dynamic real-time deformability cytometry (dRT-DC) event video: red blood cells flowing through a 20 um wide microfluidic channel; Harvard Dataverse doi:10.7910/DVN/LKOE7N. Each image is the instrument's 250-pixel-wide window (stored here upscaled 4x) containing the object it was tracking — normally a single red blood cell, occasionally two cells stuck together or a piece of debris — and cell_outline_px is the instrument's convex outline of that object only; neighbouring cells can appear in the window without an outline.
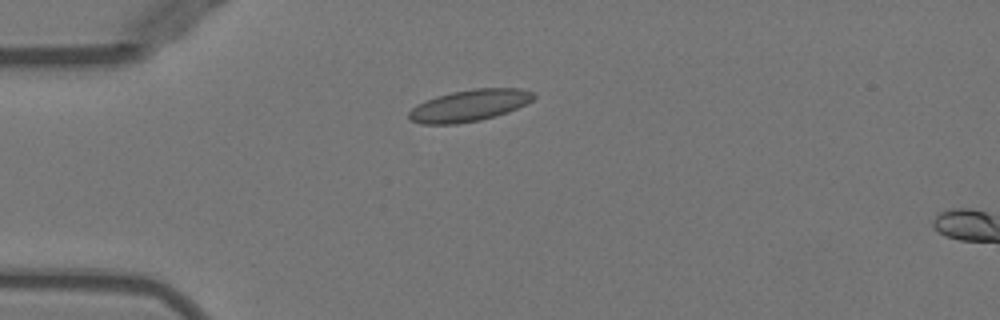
{"species": "Egyptian fruit bat (a non-hibernating species)", "species_latin": "Rousettus aegyptiacus", "temperature_condition": "warm", "stored_images_in_passage": 39, "camera_frame_rate_fps": 3000, "um_per_image_px": 0.085, "animal": {"sex": "female"}, "frame": {"image": 1, "passage_image": 1, "time_ms": 0.0, "image_size_px": [1000, 320], "cell_outline_px": [[536, 96], [532, 100], [508, 112], [496, 116], [480, 120], [456, 124], [420, 124], [408, 120], [408, 112], [416, 104], [436, 96], [452, 92], [476, 88], [520, 88], [536, 92]], "centroid_in_image_um": [39.88, 8.97], "position_along_channel_um": 45.1, "area_um2": 23.18}}
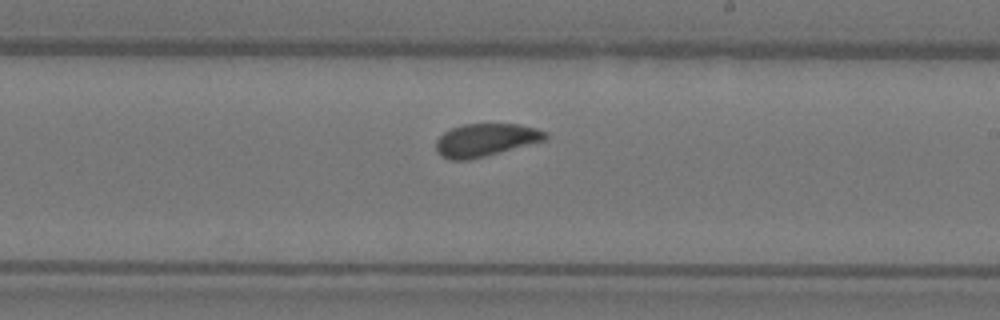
{"frame": {"image": 2, "passage_image": 18, "time_ms": 5.667, "image_size_px": [1000, 320], "cell_outline_px": [[548, 140], [468, 160], [452, 160], [440, 156], [436, 152], [436, 140], [444, 132], [452, 128], [464, 124], [520, 124], [536, 128], [548, 132]], "centroid_in_image_um": [41.3, 11.9], "position_along_channel_um": 247.7, "area_um2": 21.04}}
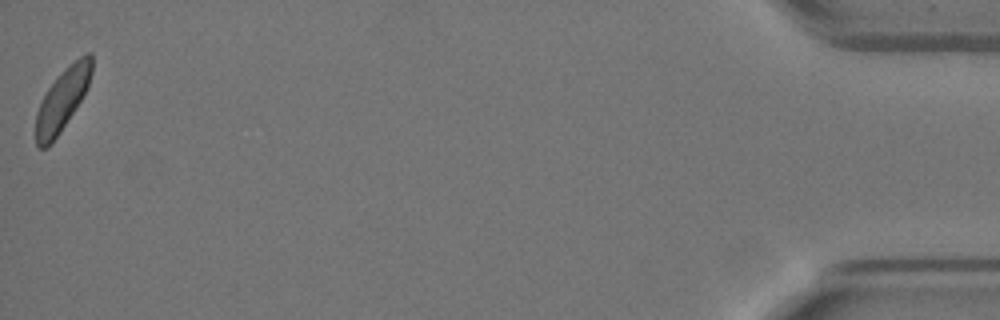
{"frame": {"image": 3, "passage_image": 39, "time_ms": 12.667, "image_size_px": [1000, 320], "cell_outline_px": [[92, 72], [88, 88], [60, 132], [52, 144], [44, 148], [40, 148], [36, 144], [36, 112], [48, 88], [64, 68], [80, 56], [88, 52], [92, 52]], "centroid_in_image_um": [5.31, 8.45], "position_along_channel_um": 429.9, "area_um2": 20.0}, "authors_computed_cell_mechanics": {"area_um2": 21.2126, "velocity_mm_per_s": 3.9499, "shape_relaxation_time_tau1_ms": 5.9185, "shape_relaxation_time_tau2_ms": 1.1073, "deformation_change_tau1": 0.1367, "deformation_change_tau2": 0.0718}}